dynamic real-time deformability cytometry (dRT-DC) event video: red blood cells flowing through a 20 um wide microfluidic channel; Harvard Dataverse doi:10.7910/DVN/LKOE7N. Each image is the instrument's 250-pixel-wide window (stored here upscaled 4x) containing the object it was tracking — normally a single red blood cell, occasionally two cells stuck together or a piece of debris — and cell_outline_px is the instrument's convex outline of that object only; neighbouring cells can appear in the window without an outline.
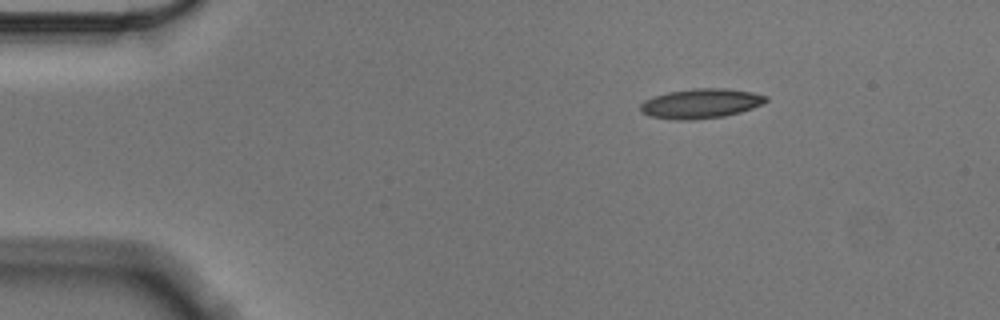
{"species": "Egyptian fruit bat (a non-hibernating species)", "species_latin": "Rousettus aegyptiacus", "temperature_condition": "cold", "stored_images_in_passage": 49, "camera_frame_rate_fps": 3000, "um_per_image_px": 0.085, "animal": {"sex": "male"}, "frame": {"image": 1, "passage_image": 1, "time_ms": 0.0, "image_size_px": [1000, 320], "cell_outline_px": [[768, 100], [752, 108], [740, 112], [724, 116], [692, 120], [676, 120], [648, 116], [640, 112], [640, 104], [644, 100], [652, 96], [668, 92], [696, 88], [728, 88], [752, 92], [768, 96]], "centroid_in_image_um": [59.53, 8.8], "position_along_channel_um": 25.5, "area_um2": 21.85}}
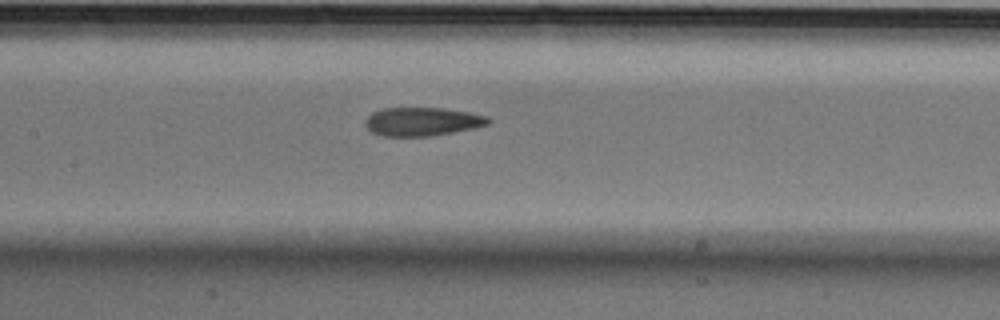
{"frame": {"image": 2, "passage_image": 19, "time_ms": 6.0, "image_size_px": [1000, 320], "cell_outline_px": [[492, 120], [488, 124], [472, 128], [452, 132], [428, 136], [380, 136], [372, 132], [364, 124], [364, 120], [372, 112], [384, 108], [444, 108], [468, 112], [484, 116]], "centroid_in_image_um": [35.83, 10.33], "position_along_channel_um": 171.6, "area_um2": 20.29}}
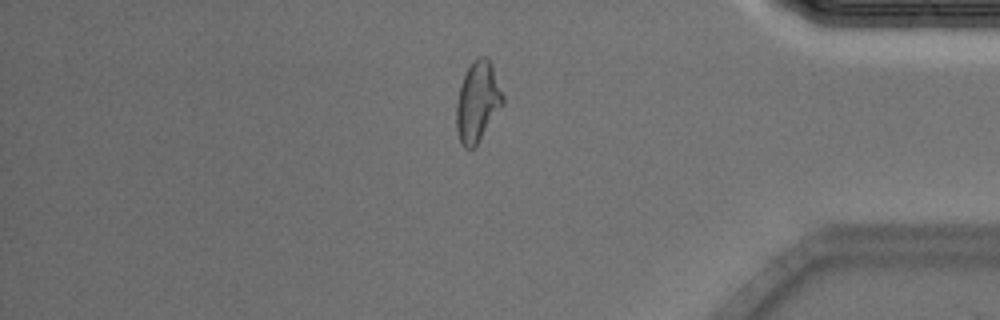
{"frame": {"image": 3, "passage_image": 40, "time_ms": 13.0, "image_size_px": [1000, 320], "cell_outline_px": [[504, 104], [476, 144], [472, 148], [464, 148], [460, 144], [456, 128], [456, 104], [460, 84], [472, 60], [480, 56], [488, 56], [492, 64], [504, 96]], "centroid_in_image_um": [40.59, 8.62], "position_along_channel_um": 394.6, "area_um2": 21.79}, "authors_computed_cell_mechanics": {"area_um2": 21.4438, "velocity_mm_per_s": 3.5536, "shape_relaxation_time_tau1_ms": 5.3783, "shape_relaxation_time_tau2_ms": 2.4363, "deformation_change_tau1": 0.1599, "deformation_change_tau2": 0.1067}}